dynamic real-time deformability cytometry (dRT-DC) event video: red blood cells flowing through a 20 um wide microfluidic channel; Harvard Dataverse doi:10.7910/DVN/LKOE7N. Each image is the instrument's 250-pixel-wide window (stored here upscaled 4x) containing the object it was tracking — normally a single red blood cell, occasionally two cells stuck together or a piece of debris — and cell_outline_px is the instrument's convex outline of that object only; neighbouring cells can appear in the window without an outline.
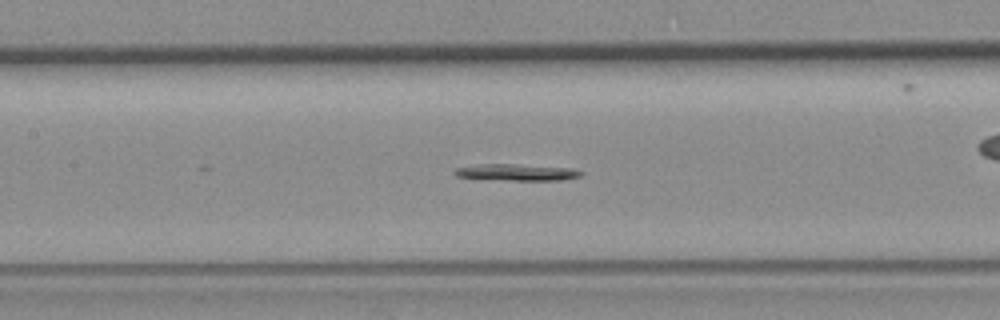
{"species": "common noctule bat (a hibernating species)", "species_latin": "Nyctalus noctula", "temperature_condition": "room temperature", "stored_images_in_passage": 54, "segment_of_instrument_passage": [2, 2], "camera_frame_rate_fps": 3000, "um_per_image_px": 0.085, "animal": {"sex": "female", "body_mass_g": 19.3, "forearm_length_mm": 54.1}, "frame": {"image": 1, "passage_image": 23, "time_ms": 7.333, "image_size_px": [1000, 320], "cell_outline_px": [[584, 172], [580, 176], [564, 180], [480, 180], [456, 176], [452, 172], [456, 168], [480, 164], [512, 164], [572, 168]], "centroid_in_image_um": [43.86, 14.66], "position_along_channel_um": 163.5, "area_um2": 12.43}}
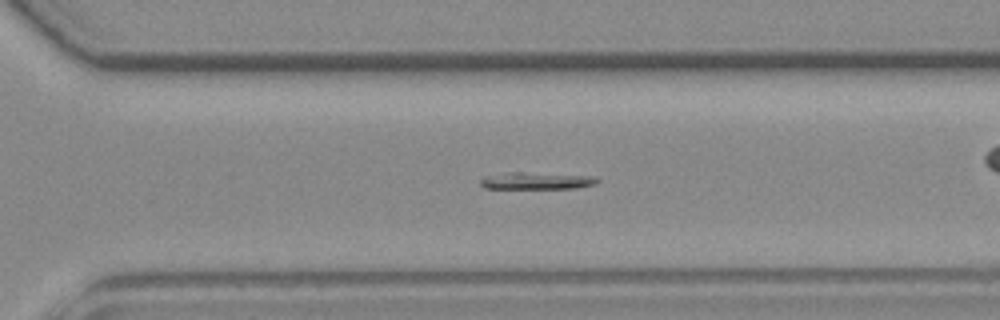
{"frame": {"image": 2, "passage_image": 36, "time_ms": 11.667, "image_size_px": [1000, 320], "cell_outline_px": [[600, 180], [596, 184], [576, 188], [484, 188], [480, 184], [480, 180], [484, 176], [504, 172], [520, 172], [596, 176]], "centroid_in_image_um": [45.6, 15.36], "position_along_channel_um": 325.0, "area_um2": 11.62}}
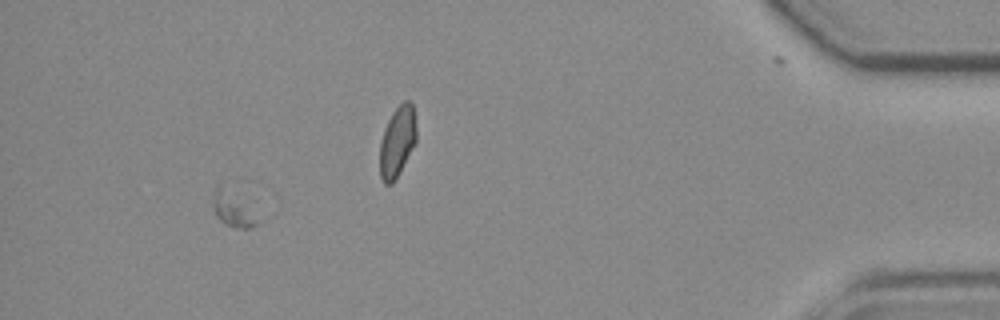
{"frame": {"image": 3, "passage_image": 49, "time_ms": 16.0, "image_size_px": [1000, 320], "cell_outline_px": [[264, 220], [260, 224], [252, 228], [240, 228], [224, 224], [216, 216], [212, 208], [212, 204], [216, 188], [220, 180], [236, 192]], "centroid_in_image_um": [19.87, 17.74], "position_along_channel_um": 415.3, "area_um2": 10.06}}